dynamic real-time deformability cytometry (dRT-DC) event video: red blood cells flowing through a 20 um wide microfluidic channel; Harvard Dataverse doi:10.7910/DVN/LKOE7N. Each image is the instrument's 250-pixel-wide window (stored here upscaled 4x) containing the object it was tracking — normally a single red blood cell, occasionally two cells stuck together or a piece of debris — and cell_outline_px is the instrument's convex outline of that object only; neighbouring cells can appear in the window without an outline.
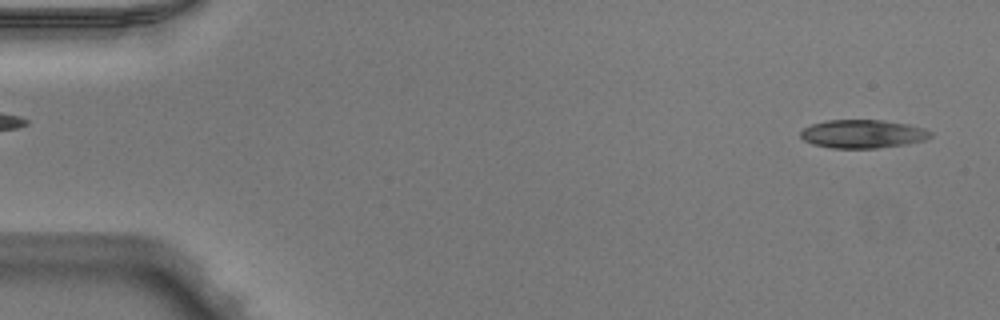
{"species": "Egyptian fruit bat (a non-hibernating species)", "species_latin": "Rousettus aegyptiacus", "temperature_condition": "warm", "stored_images_in_passage": 50, "camera_frame_rate_fps": 3000, "um_per_image_px": 0.085, "animal": {"sex": "male"}, "frame": {"image": 1, "passage_image": 2, "time_ms": 0.333, "image_size_px": [1000, 320], "cell_outline_px": [[932, 136], [924, 140], [908, 144], [876, 148], [832, 148], [812, 144], [804, 140], [800, 136], [800, 132], [804, 128], [812, 124], [828, 120], [884, 120], [908, 124], [924, 128], [932, 132]], "centroid_in_image_um": [73.35, 11.38], "position_along_channel_um": 11.7, "area_um2": 21.56}}
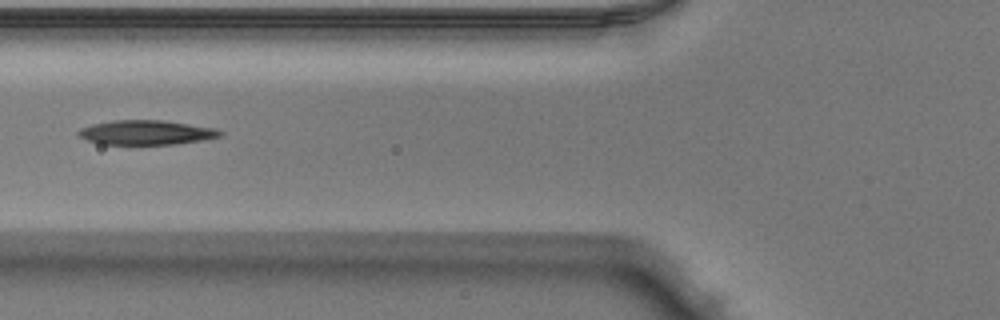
{"frame": {"image": 2, "passage_image": 19, "time_ms": 6.0, "image_size_px": [1000, 320], "cell_outline_px": [[224, 132], [220, 136], [204, 140], [172, 144], [100, 144], [76, 136], [76, 132], [80, 128], [92, 124], [112, 120], [160, 120], [216, 128]], "centroid_in_image_um": [12.39, 11.26], "position_along_channel_um": 113.4, "area_um2": 20.23}}
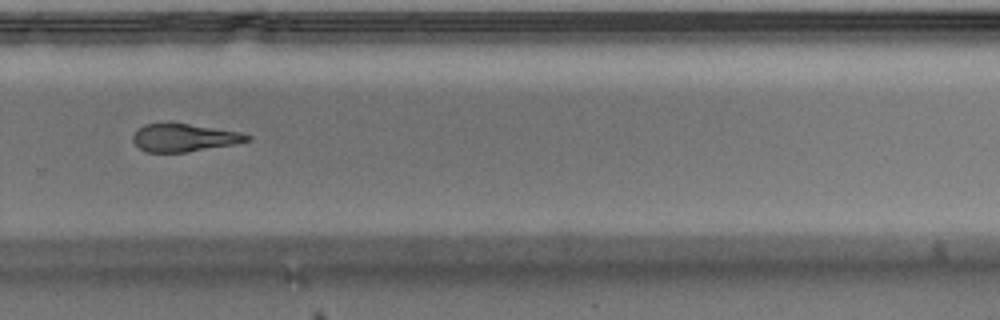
{"frame": {"image": 3, "passage_image": 34, "time_ms": 11.0, "image_size_px": [1000, 320], "cell_outline_px": [[252, 140], [236, 144], [188, 152], [144, 152], [132, 140], [132, 136], [144, 124], [188, 124], [240, 132], [252, 136]], "centroid_in_image_um": [15.7, 11.72], "position_along_channel_um": 314.1, "area_um2": 18.32}, "authors_computed_cell_mechanics": {"area_um2": 20.4612, "velocity_mm_per_s": 4.0174, "shape_relaxation_time_tau1_ms": 5.6745, "shape_relaxation_time_tau2_ms": 2.9915, "deformation_change_tau1": 0.1855, "deformation_change_tau2": 0.1173}}